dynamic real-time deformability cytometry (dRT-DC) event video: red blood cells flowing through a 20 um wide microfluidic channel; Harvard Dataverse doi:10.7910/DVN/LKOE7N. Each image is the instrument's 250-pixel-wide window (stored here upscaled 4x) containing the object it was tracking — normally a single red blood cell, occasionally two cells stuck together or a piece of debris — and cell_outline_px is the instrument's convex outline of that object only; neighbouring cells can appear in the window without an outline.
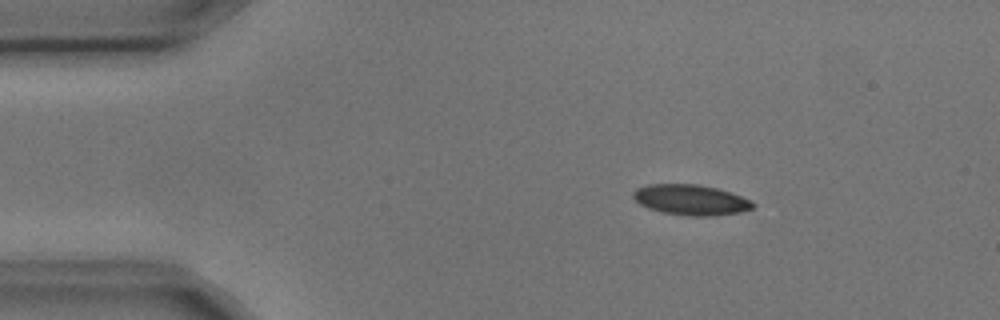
{"species": "common noctule bat (a hibernating species)", "species_latin": "Nyctalus noctula", "temperature_condition": "cold", "stored_images_in_passage": 4, "camera_frame_rate_fps": 3000, "um_per_image_px": 0.085, "animal": {"sex": "male", "body_mass_g": 17.9, "forearm_length_mm": 54.2}, "frame": {"image": 1, "passage_image": 2, "time_ms": 0.333, "image_size_px": [1000, 320], "cell_outline_px": [[756, 204], [752, 208], [740, 212], [712, 216], [688, 216], [664, 212], [648, 208], [640, 204], [632, 196], [632, 192], [636, 188], [648, 184], [696, 184], [716, 188], [752, 200]], "centroid_in_image_um": [58.7, 16.99], "position_along_channel_um": 26.3, "area_um2": 21.15}}
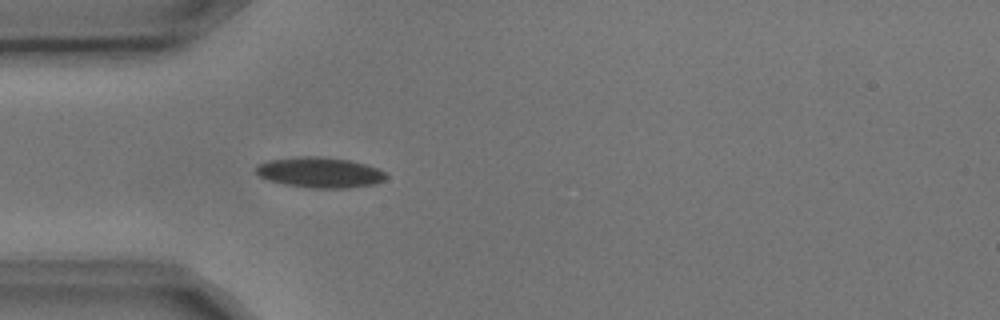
{"frame": {"image": 2, "passage_image": 4, "time_ms": 1.0, "image_size_px": [1000, 320], "cell_outline_px": [[388, 176], [384, 180], [376, 184], [348, 188], [308, 188], [284, 184], [268, 180], [260, 176], [256, 172], [256, 164], [268, 160], [300, 156], [316, 156], [348, 160], [364, 164], [376, 168], [384, 172]], "centroid_in_image_um": [27.16, 14.66], "position_along_channel_um": 57.8, "area_um2": 23.12}}